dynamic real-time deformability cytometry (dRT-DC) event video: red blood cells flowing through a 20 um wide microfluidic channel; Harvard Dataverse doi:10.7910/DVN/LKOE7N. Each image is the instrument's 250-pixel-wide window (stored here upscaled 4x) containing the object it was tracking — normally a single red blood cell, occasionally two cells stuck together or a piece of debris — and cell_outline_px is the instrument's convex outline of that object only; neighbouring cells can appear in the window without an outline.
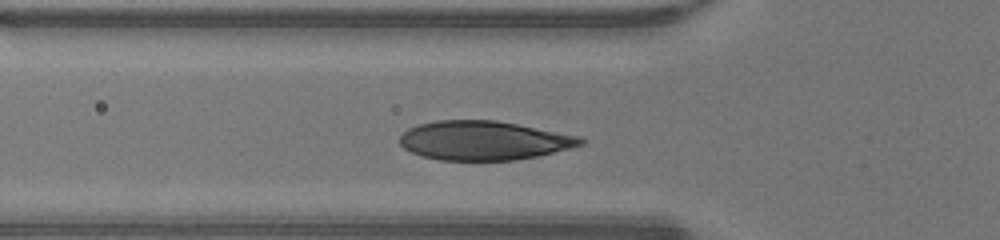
{"species": "human", "species_latin": "Homo sapiens", "temperature_condition": "warm", "stored_images_in_passage": 33, "camera_frame_rate_fps": 3000, "um_per_image_px": 0.085, "donor": {"sex": "male"}, "frame": {"image": 1, "passage_image": 11, "time_ms": 3.333, "image_size_px": [1000, 240], "cell_outline_px": [[588, 140], [584, 144], [536, 156], [516, 160], [440, 160], [420, 156], [404, 148], [400, 144], [400, 136], [408, 128], [420, 124], [436, 120], [496, 120], [576, 136]], "centroid_in_image_um": [41.07, 11.94], "position_along_channel_um": 84.7, "area_um2": 40.81}}
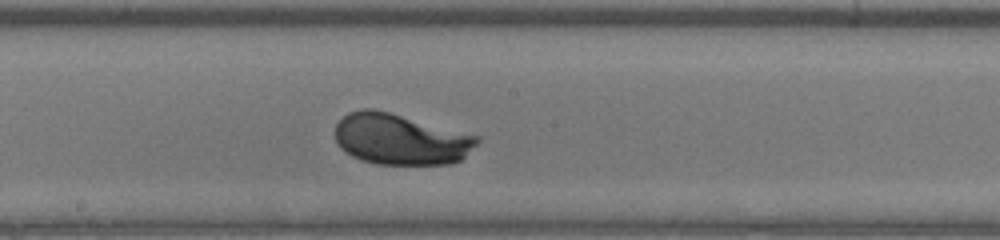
{"frame": {"image": 2, "passage_image": 20, "time_ms": 6.333, "image_size_px": [1000, 240], "cell_outline_px": [[480, 140], [460, 160], [448, 164], [376, 164], [360, 160], [344, 152], [340, 148], [336, 140], [336, 124], [348, 112], [364, 108], [372, 108], [388, 112], [480, 136]], "centroid_in_image_um": [34.01, 11.84], "position_along_channel_um": 214.2, "area_um2": 41.96}}
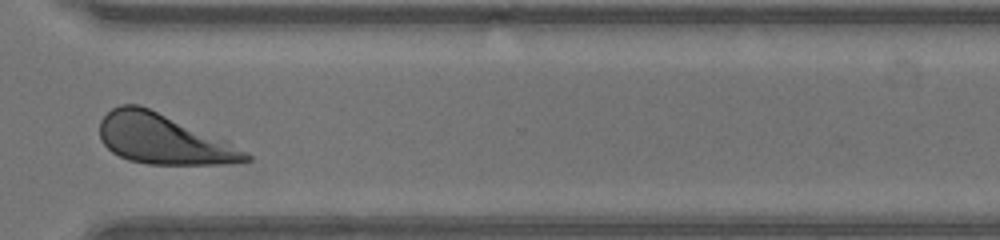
{"frame": {"image": 3, "passage_image": 30, "time_ms": 9.667, "image_size_px": [1000, 240], "cell_outline_px": [[252, 160], [224, 164], [148, 164], [128, 160], [112, 152], [100, 140], [100, 120], [112, 108], [120, 104], [140, 104], [228, 140], [248, 152], [252, 156]], "centroid_in_image_um": [13.91, 11.82], "position_along_channel_um": 356.7, "area_um2": 42.77}, "authors_computed_cell_mechanics": {"area_um2": 41.905, "velocity_mm_per_s": 4.2941, "shape_relaxation_time_tau1_ms": 2.1145, "shape_relaxation_time_tau2_ms": null, "deformation_change_tau1": 0.1533, "deformation_change_tau2": null}}